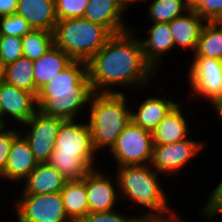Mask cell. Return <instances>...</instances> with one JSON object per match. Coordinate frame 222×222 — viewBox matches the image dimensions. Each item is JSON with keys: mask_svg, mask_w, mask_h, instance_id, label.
I'll list each match as a JSON object with an SVG mask.
<instances>
[{"mask_svg": "<svg viewBox=\"0 0 222 222\" xmlns=\"http://www.w3.org/2000/svg\"><path fill=\"white\" fill-rule=\"evenodd\" d=\"M137 32L140 31L132 27L113 34L87 62V74L93 92L128 93L132 88H145L147 91L146 88L153 86L152 81L159 73L145 60Z\"/></svg>", "mask_w": 222, "mask_h": 222, "instance_id": "1", "label": "cell"}, {"mask_svg": "<svg viewBox=\"0 0 222 222\" xmlns=\"http://www.w3.org/2000/svg\"><path fill=\"white\" fill-rule=\"evenodd\" d=\"M93 93L87 63L73 61L38 91V111L64 121L81 120L87 116L86 110Z\"/></svg>", "mask_w": 222, "mask_h": 222, "instance_id": "2", "label": "cell"}, {"mask_svg": "<svg viewBox=\"0 0 222 222\" xmlns=\"http://www.w3.org/2000/svg\"><path fill=\"white\" fill-rule=\"evenodd\" d=\"M85 119L65 120L60 124L54 151L47 162L58 169L67 181L82 180L91 169L101 165L100 161H96L100 156L93 148L91 129Z\"/></svg>", "mask_w": 222, "mask_h": 222, "instance_id": "3", "label": "cell"}, {"mask_svg": "<svg viewBox=\"0 0 222 222\" xmlns=\"http://www.w3.org/2000/svg\"><path fill=\"white\" fill-rule=\"evenodd\" d=\"M116 173H115V172ZM112 171L118 181L120 200L135 205L141 215H164L175 210L171 207L168 190L156 170L150 164L116 167ZM131 202V204H130ZM170 202V203H169Z\"/></svg>", "mask_w": 222, "mask_h": 222, "instance_id": "4", "label": "cell"}, {"mask_svg": "<svg viewBox=\"0 0 222 222\" xmlns=\"http://www.w3.org/2000/svg\"><path fill=\"white\" fill-rule=\"evenodd\" d=\"M129 96L126 93L95 92L91 96L86 119L91 129L93 148L100 156L103 154L104 157L131 121L130 105L135 101Z\"/></svg>", "mask_w": 222, "mask_h": 222, "instance_id": "5", "label": "cell"}, {"mask_svg": "<svg viewBox=\"0 0 222 222\" xmlns=\"http://www.w3.org/2000/svg\"><path fill=\"white\" fill-rule=\"evenodd\" d=\"M54 45L67 53L74 61L88 62L113 35L106 27L87 19L58 20Z\"/></svg>", "mask_w": 222, "mask_h": 222, "instance_id": "6", "label": "cell"}, {"mask_svg": "<svg viewBox=\"0 0 222 222\" xmlns=\"http://www.w3.org/2000/svg\"><path fill=\"white\" fill-rule=\"evenodd\" d=\"M189 60L188 79L189 98L200 99L211 107L215 102L222 100V60L206 57H191ZM190 85V86H189ZM201 97V98H200ZM205 100V101H204Z\"/></svg>", "mask_w": 222, "mask_h": 222, "instance_id": "7", "label": "cell"}, {"mask_svg": "<svg viewBox=\"0 0 222 222\" xmlns=\"http://www.w3.org/2000/svg\"><path fill=\"white\" fill-rule=\"evenodd\" d=\"M153 145L152 132L130 121L108 151L113 167L150 164Z\"/></svg>", "mask_w": 222, "mask_h": 222, "instance_id": "8", "label": "cell"}, {"mask_svg": "<svg viewBox=\"0 0 222 222\" xmlns=\"http://www.w3.org/2000/svg\"><path fill=\"white\" fill-rule=\"evenodd\" d=\"M165 145L154 144L150 166L166 180L172 176L181 175L182 170L187 168L191 161L198 157L208 143L201 139L192 138ZM191 137V138H190ZM200 153V154H199Z\"/></svg>", "mask_w": 222, "mask_h": 222, "instance_id": "9", "label": "cell"}, {"mask_svg": "<svg viewBox=\"0 0 222 222\" xmlns=\"http://www.w3.org/2000/svg\"><path fill=\"white\" fill-rule=\"evenodd\" d=\"M15 197L11 198L12 208H15L12 214L15 212L14 216H17L14 222H71L66 216L60 192L17 194Z\"/></svg>", "mask_w": 222, "mask_h": 222, "instance_id": "10", "label": "cell"}, {"mask_svg": "<svg viewBox=\"0 0 222 222\" xmlns=\"http://www.w3.org/2000/svg\"><path fill=\"white\" fill-rule=\"evenodd\" d=\"M64 120L37 111L30 120L19 127L38 163H47L54 151V142ZM26 128V129H25Z\"/></svg>", "mask_w": 222, "mask_h": 222, "instance_id": "11", "label": "cell"}, {"mask_svg": "<svg viewBox=\"0 0 222 222\" xmlns=\"http://www.w3.org/2000/svg\"><path fill=\"white\" fill-rule=\"evenodd\" d=\"M107 172L106 169L102 170L98 167L86 174L89 212H108L118 209V206L123 204L120 200L116 175L113 176V173Z\"/></svg>", "mask_w": 222, "mask_h": 222, "instance_id": "12", "label": "cell"}, {"mask_svg": "<svg viewBox=\"0 0 222 222\" xmlns=\"http://www.w3.org/2000/svg\"><path fill=\"white\" fill-rule=\"evenodd\" d=\"M0 103L3 110V128L8 126L20 127L38 111L35 94L18 89L3 80L0 82ZM8 122L11 125H8Z\"/></svg>", "mask_w": 222, "mask_h": 222, "instance_id": "13", "label": "cell"}, {"mask_svg": "<svg viewBox=\"0 0 222 222\" xmlns=\"http://www.w3.org/2000/svg\"><path fill=\"white\" fill-rule=\"evenodd\" d=\"M130 8L123 0H89L83 18L118 34L133 27L124 20Z\"/></svg>", "mask_w": 222, "mask_h": 222, "instance_id": "14", "label": "cell"}, {"mask_svg": "<svg viewBox=\"0 0 222 222\" xmlns=\"http://www.w3.org/2000/svg\"><path fill=\"white\" fill-rule=\"evenodd\" d=\"M147 28L146 34L143 37L138 35V37L142 44L145 60L157 73H160L158 71L165 60L163 57H168L169 52L175 50L174 37L169 23H151Z\"/></svg>", "mask_w": 222, "mask_h": 222, "instance_id": "15", "label": "cell"}, {"mask_svg": "<svg viewBox=\"0 0 222 222\" xmlns=\"http://www.w3.org/2000/svg\"><path fill=\"white\" fill-rule=\"evenodd\" d=\"M144 96L145 97L140 100L143 101H139L135 106L136 108L134 105L130 106L131 121L139 127L152 132L180 100L177 101V97L176 100H173L175 98L174 93L170 97H166L164 94H162L161 97L159 95L149 96L148 94Z\"/></svg>", "mask_w": 222, "mask_h": 222, "instance_id": "16", "label": "cell"}, {"mask_svg": "<svg viewBox=\"0 0 222 222\" xmlns=\"http://www.w3.org/2000/svg\"><path fill=\"white\" fill-rule=\"evenodd\" d=\"M38 165L27 140L19 133L12 141L8 161L0 180L15 188L35 169ZM8 181V182H7ZM16 182V183H15ZM18 183V185H17Z\"/></svg>", "mask_w": 222, "mask_h": 222, "instance_id": "17", "label": "cell"}, {"mask_svg": "<svg viewBox=\"0 0 222 222\" xmlns=\"http://www.w3.org/2000/svg\"><path fill=\"white\" fill-rule=\"evenodd\" d=\"M182 104L179 102L152 131L153 144L165 145L179 142L191 135L192 125L189 124L191 123L189 120L191 115L182 109L185 107Z\"/></svg>", "mask_w": 222, "mask_h": 222, "instance_id": "18", "label": "cell"}, {"mask_svg": "<svg viewBox=\"0 0 222 222\" xmlns=\"http://www.w3.org/2000/svg\"><path fill=\"white\" fill-rule=\"evenodd\" d=\"M67 180L58 169L48 163H38L35 169L19 184L17 194H47L60 192ZM22 186V187H21Z\"/></svg>", "mask_w": 222, "mask_h": 222, "instance_id": "19", "label": "cell"}, {"mask_svg": "<svg viewBox=\"0 0 222 222\" xmlns=\"http://www.w3.org/2000/svg\"><path fill=\"white\" fill-rule=\"evenodd\" d=\"M205 22L195 10H188L185 14L170 21L169 26L174 37L175 48L180 47L178 51L185 49L193 55Z\"/></svg>", "mask_w": 222, "mask_h": 222, "instance_id": "20", "label": "cell"}, {"mask_svg": "<svg viewBox=\"0 0 222 222\" xmlns=\"http://www.w3.org/2000/svg\"><path fill=\"white\" fill-rule=\"evenodd\" d=\"M16 13L22 16L33 29L54 32L58 22L55 0H18Z\"/></svg>", "mask_w": 222, "mask_h": 222, "instance_id": "21", "label": "cell"}, {"mask_svg": "<svg viewBox=\"0 0 222 222\" xmlns=\"http://www.w3.org/2000/svg\"><path fill=\"white\" fill-rule=\"evenodd\" d=\"M74 60L62 49L53 45L43 56L33 61L35 95L58 73L67 68Z\"/></svg>", "mask_w": 222, "mask_h": 222, "instance_id": "22", "label": "cell"}, {"mask_svg": "<svg viewBox=\"0 0 222 222\" xmlns=\"http://www.w3.org/2000/svg\"><path fill=\"white\" fill-rule=\"evenodd\" d=\"M60 194L66 216L71 222H80L89 213L86 175L79 181H67Z\"/></svg>", "mask_w": 222, "mask_h": 222, "instance_id": "23", "label": "cell"}, {"mask_svg": "<svg viewBox=\"0 0 222 222\" xmlns=\"http://www.w3.org/2000/svg\"><path fill=\"white\" fill-rule=\"evenodd\" d=\"M2 80L35 94V80L33 72V61L26 57H21L3 67Z\"/></svg>", "mask_w": 222, "mask_h": 222, "instance_id": "24", "label": "cell"}, {"mask_svg": "<svg viewBox=\"0 0 222 222\" xmlns=\"http://www.w3.org/2000/svg\"><path fill=\"white\" fill-rule=\"evenodd\" d=\"M192 57H206L222 60V25L205 22L199 35L198 46Z\"/></svg>", "mask_w": 222, "mask_h": 222, "instance_id": "25", "label": "cell"}, {"mask_svg": "<svg viewBox=\"0 0 222 222\" xmlns=\"http://www.w3.org/2000/svg\"><path fill=\"white\" fill-rule=\"evenodd\" d=\"M143 2L147 3L146 19L151 23H169L188 11L182 0H141L140 4Z\"/></svg>", "mask_w": 222, "mask_h": 222, "instance_id": "26", "label": "cell"}, {"mask_svg": "<svg viewBox=\"0 0 222 222\" xmlns=\"http://www.w3.org/2000/svg\"><path fill=\"white\" fill-rule=\"evenodd\" d=\"M54 45V34L42 29H32L22 37L23 57L34 61Z\"/></svg>", "mask_w": 222, "mask_h": 222, "instance_id": "27", "label": "cell"}, {"mask_svg": "<svg viewBox=\"0 0 222 222\" xmlns=\"http://www.w3.org/2000/svg\"><path fill=\"white\" fill-rule=\"evenodd\" d=\"M212 189L207 195L208 199L200 207L201 211L199 213V217L202 216L204 220L209 222L211 219L214 221L218 216L222 215V178Z\"/></svg>", "mask_w": 222, "mask_h": 222, "instance_id": "28", "label": "cell"}, {"mask_svg": "<svg viewBox=\"0 0 222 222\" xmlns=\"http://www.w3.org/2000/svg\"><path fill=\"white\" fill-rule=\"evenodd\" d=\"M23 57L22 37L0 36V64L2 67Z\"/></svg>", "mask_w": 222, "mask_h": 222, "instance_id": "29", "label": "cell"}, {"mask_svg": "<svg viewBox=\"0 0 222 222\" xmlns=\"http://www.w3.org/2000/svg\"><path fill=\"white\" fill-rule=\"evenodd\" d=\"M33 28L17 13L0 17V36L23 37Z\"/></svg>", "mask_w": 222, "mask_h": 222, "instance_id": "30", "label": "cell"}, {"mask_svg": "<svg viewBox=\"0 0 222 222\" xmlns=\"http://www.w3.org/2000/svg\"><path fill=\"white\" fill-rule=\"evenodd\" d=\"M89 0H55V12L58 20L83 17Z\"/></svg>", "mask_w": 222, "mask_h": 222, "instance_id": "31", "label": "cell"}, {"mask_svg": "<svg viewBox=\"0 0 222 222\" xmlns=\"http://www.w3.org/2000/svg\"><path fill=\"white\" fill-rule=\"evenodd\" d=\"M120 212L119 210H111L108 212H89L80 222H137L141 214H130L128 212Z\"/></svg>", "mask_w": 222, "mask_h": 222, "instance_id": "32", "label": "cell"}, {"mask_svg": "<svg viewBox=\"0 0 222 222\" xmlns=\"http://www.w3.org/2000/svg\"><path fill=\"white\" fill-rule=\"evenodd\" d=\"M20 133L16 126L0 128V177L5 171L13 139Z\"/></svg>", "mask_w": 222, "mask_h": 222, "instance_id": "33", "label": "cell"}, {"mask_svg": "<svg viewBox=\"0 0 222 222\" xmlns=\"http://www.w3.org/2000/svg\"><path fill=\"white\" fill-rule=\"evenodd\" d=\"M195 11L206 22H216L222 16V0H201Z\"/></svg>", "mask_w": 222, "mask_h": 222, "instance_id": "34", "label": "cell"}, {"mask_svg": "<svg viewBox=\"0 0 222 222\" xmlns=\"http://www.w3.org/2000/svg\"><path fill=\"white\" fill-rule=\"evenodd\" d=\"M183 218L175 209L164 215H141L137 222H185Z\"/></svg>", "mask_w": 222, "mask_h": 222, "instance_id": "35", "label": "cell"}, {"mask_svg": "<svg viewBox=\"0 0 222 222\" xmlns=\"http://www.w3.org/2000/svg\"><path fill=\"white\" fill-rule=\"evenodd\" d=\"M18 0H0V17L16 13Z\"/></svg>", "mask_w": 222, "mask_h": 222, "instance_id": "36", "label": "cell"}, {"mask_svg": "<svg viewBox=\"0 0 222 222\" xmlns=\"http://www.w3.org/2000/svg\"><path fill=\"white\" fill-rule=\"evenodd\" d=\"M212 109V110H211ZM211 112H214V116L218 121H220V124L222 123V100H219L215 102L211 107H210Z\"/></svg>", "mask_w": 222, "mask_h": 222, "instance_id": "37", "label": "cell"}, {"mask_svg": "<svg viewBox=\"0 0 222 222\" xmlns=\"http://www.w3.org/2000/svg\"><path fill=\"white\" fill-rule=\"evenodd\" d=\"M182 1L184 5L188 8V10H195L201 2V0H182Z\"/></svg>", "mask_w": 222, "mask_h": 222, "instance_id": "38", "label": "cell"}, {"mask_svg": "<svg viewBox=\"0 0 222 222\" xmlns=\"http://www.w3.org/2000/svg\"><path fill=\"white\" fill-rule=\"evenodd\" d=\"M129 7L136 5L137 3L140 4L141 0H123Z\"/></svg>", "mask_w": 222, "mask_h": 222, "instance_id": "39", "label": "cell"}, {"mask_svg": "<svg viewBox=\"0 0 222 222\" xmlns=\"http://www.w3.org/2000/svg\"><path fill=\"white\" fill-rule=\"evenodd\" d=\"M0 128H3V110L0 103Z\"/></svg>", "mask_w": 222, "mask_h": 222, "instance_id": "40", "label": "cell"}, {"mask_svg": "<svg viewBox=\"0 0 222 222\" xmlns=\"http://www.w3.org/2000/svg\"><path fill=\"white\" fill-rule=\"evenodd\" d=\"M3 67L0 64V82L2 81Z\"/></svg>", "mask_w": 222, "mask_h": 222, "instance_id": "41", "label": "cell"}, {"mask_svg": "<svg viewBox=\"0 0 222 222\" xmlns=\"http://www.w3.org/2000/svg\"><path fill=\"white\" fill-rule=\"evenodd\" d=\"M220 25H222V16L221 18L217 21Z\"/></svg>", "mask_w": 222, "mask_h": 222, "instance_id": "42", "label": "cell"}]
</instances>
